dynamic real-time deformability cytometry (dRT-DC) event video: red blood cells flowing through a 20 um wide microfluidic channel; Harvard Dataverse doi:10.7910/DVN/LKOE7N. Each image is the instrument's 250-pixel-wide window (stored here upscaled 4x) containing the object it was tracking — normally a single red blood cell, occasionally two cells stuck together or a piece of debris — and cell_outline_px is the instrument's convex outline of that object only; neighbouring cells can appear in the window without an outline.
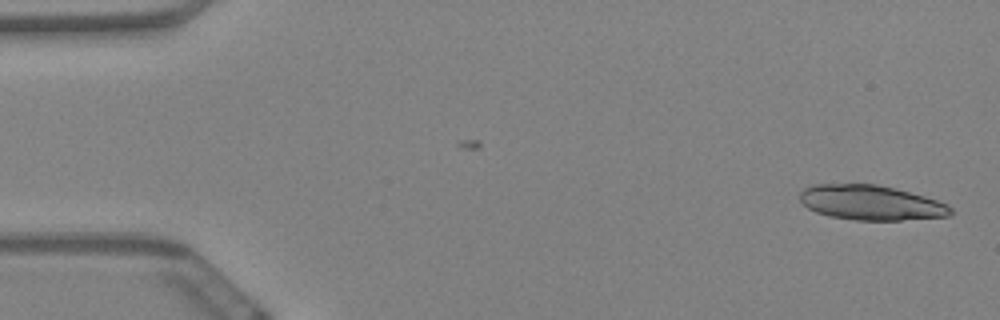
{"species": "Egyptian fruit bat (a non-hibernating species)", "species_latin": "Rousettus aegyptiacus", "temperature_condition": "warm", "stored_images_in_passage": 58, "camera_frame_rate_fps": 3000, "um_per_image_px": 0.085, "animal": {"sex": "female"}, "frame": {"image": 1, "passage_image": 1, "time_ms": 0.0, "image_size_px": [1000, 320], "cell_outline_px": [[952, 212], [948, 216], [900, 220], [856, 220], [828, 216], [816, 212], [808, 208], [800, 200], [800, 192], [804, 188], [812, 184], [876, 184], [896, 188], [924, 196], [948, 204], [952, 208]], "centroid_in_image_um": [74.01, 17.22], "position_along_channel_um": 11.0, "area_um2": 30.63}}
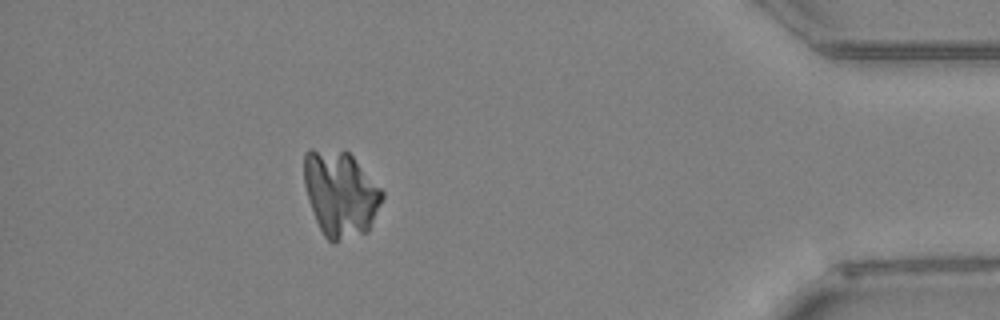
{"frame": {"image": 2, "passage_image": 52, "time_ms": 17.0, "image_size_px": [1000, 320], "cell_outline_px": [[384, 196], [368, 232], [336, 244], [332, 244], [324, 236], [316, 220], [308, 200], [304, 184], [304, 152], [308, 148], [312, 148], [348, 152], [352, 156], [384, 192]], "centroid_in_image_um": [28.92, 16.5], "position_along_channel_um": 406.3, "area_um2": 39.25}}